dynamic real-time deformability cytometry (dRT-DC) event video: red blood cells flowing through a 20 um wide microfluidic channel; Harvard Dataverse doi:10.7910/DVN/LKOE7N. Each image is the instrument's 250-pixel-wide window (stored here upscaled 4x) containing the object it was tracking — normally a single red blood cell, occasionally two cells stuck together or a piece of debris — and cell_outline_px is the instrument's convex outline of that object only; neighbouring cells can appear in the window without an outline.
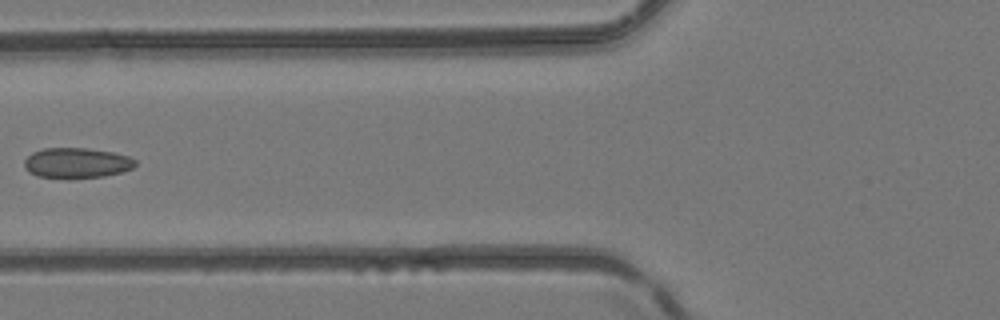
{"species": "common noctule bat (a hibernating species)", "species_latin": "Nyctalus noctula", "temperature_condition": "room temperature", "stored_images_in_passage": 5, "camera_frame_rate_fps": 3000, "um_per_image_px": 0.085, "animal": {"sex": "female", "body_mass_g": 24.6, "forearm_length_mm": 56.2}, "frame": {"image": 1, "passage_image": 5, "time_ms": 1.333, "image_size_px": [1000, 320], "cell_outline_px": [[136, 164], [132, 168], [120, 172], [104, 176], [68, 180], [36, 176], [28, 172], [24, 168], [24, 160], [32, 152], [44, 148], [88, 148], [112, 152], [128, 156], [136, 160]], "centroid_in_image_um": [6.47, 13.87], "position_along_channel_um": 119.3, "area_um2": 20.06}}